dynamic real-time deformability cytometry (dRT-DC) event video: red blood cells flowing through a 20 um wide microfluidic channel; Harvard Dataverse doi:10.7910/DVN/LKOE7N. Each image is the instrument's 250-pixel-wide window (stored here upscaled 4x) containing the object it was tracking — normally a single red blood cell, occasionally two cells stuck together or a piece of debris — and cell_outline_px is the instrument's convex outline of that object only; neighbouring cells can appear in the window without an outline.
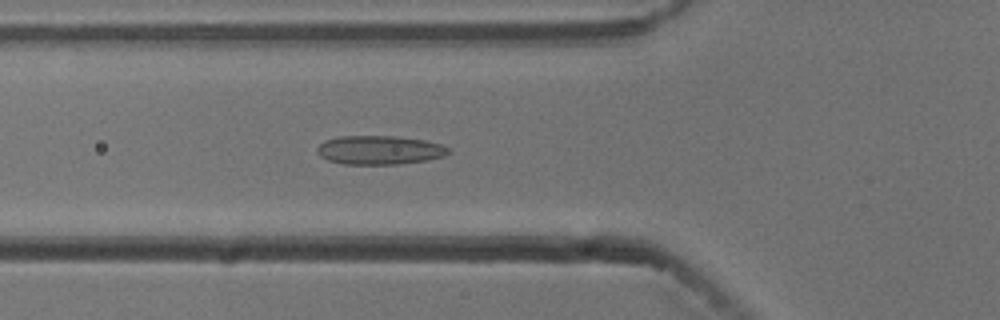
{"species": "common noctule bat (a hibernating species)", "species_latin": "Nyctalus noctula", "temperature_condition": "cold", "stored_images_in_passage": 54, "camera_frame_rate_fps": 3000, "um_per_image_px": 0.085, "animal": {"sex": "male", "body_mass_g": 13.3}, "frame": {"image": 1, "passage_image": 19, "time_ms": 6.0, "image_size_px": [1000, 320], "cell_outline_px": [[448, 152], [444, 156], [428, 160], [400, 164], [344, 164], [328, 160], [320, 156], [316, 152], [316, 148], [324, 140], [340, 136], [392, 136], [424, 140], [440, 144], [448, 148]], "centroid_in_image_um": [32.22, 12.76], "position_along_channel_um": 93.6, "area_um2": 22.02}}
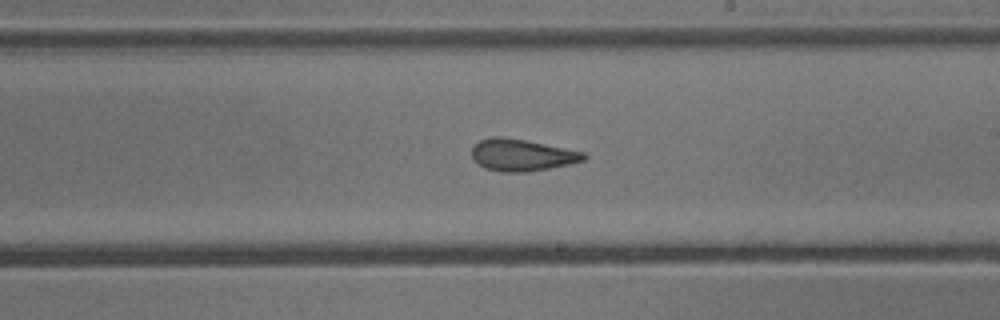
{"frame": {"image": 2, "passage_image": 31, "time_ms": 10.0, "image_size_px": [1000, 320], "cell_outline_px": [[588, 156], [584, 160], [568, 164], [528, 172], [500, 172], [484, 168], [472, 156], [472, 148], [480, 140], [492, 136], [500, 136], [524, 140], [584, 152]], "centroid_in_image_um": [44.34, 13.18], "position_along_channel_um": 244.7, "area_um2": 20.52}}
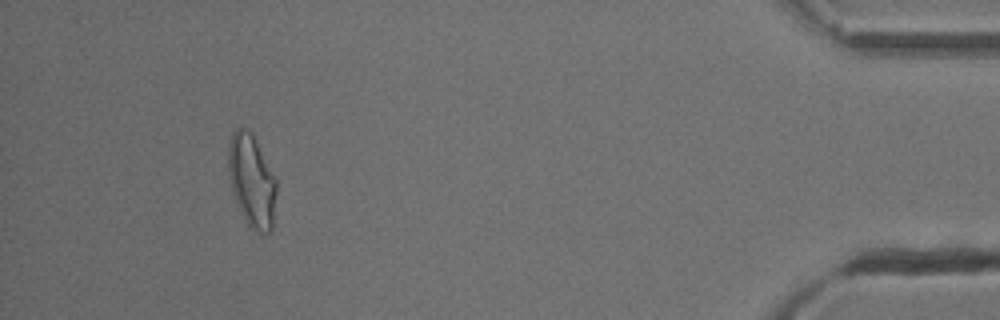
{"frame": {"image": 3, "passage_image": 50, "time_ms": 16.333, "image_size_px": [1000, 320], "cell_outline_px": [[276, 192], [272, 232], [260, 236], [248, 228], [240, 212], [232, 188], [228, 172], [228, 148], [232, 132], [240, 124], [252, 132], [276, 176]], "centroid_in_image_um": [21.41, 15.39], "position_along_channel_um": 413.8, "area_um2": 26.76}, "authors_computed_cell_mechanics": {"area_um2": 22.4264, "velocity_mm_per_s": 3.7502, "shape_relaxation_time_tau1_ms": null, "shape_relaxation_time_tau2_ms": 1.8524, "deformation_change_tau1": null, "deformation_change_tau2": 0.0918}}